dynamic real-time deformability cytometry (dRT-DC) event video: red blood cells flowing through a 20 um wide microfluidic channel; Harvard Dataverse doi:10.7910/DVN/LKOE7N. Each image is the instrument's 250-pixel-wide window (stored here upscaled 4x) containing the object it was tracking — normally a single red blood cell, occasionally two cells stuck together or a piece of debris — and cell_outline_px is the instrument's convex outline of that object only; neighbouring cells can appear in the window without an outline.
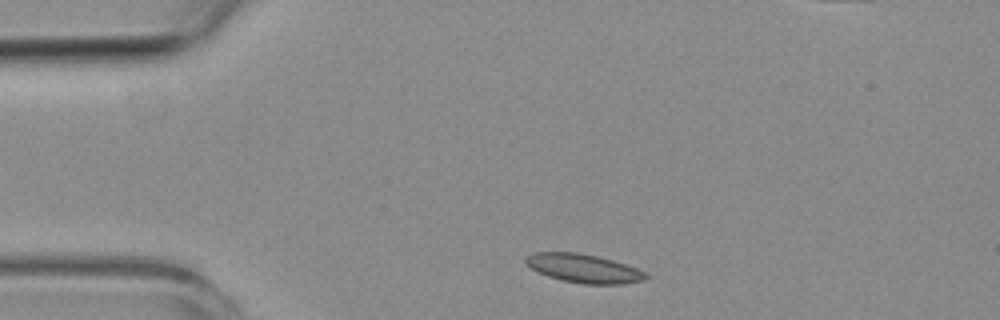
{"species": "common noctule bat (a hibernating species)", "species_latin": "Nyctalus noctula", "temperature_condition": "room temperature", "stored_images_in_passage": 7, "camera_frame_rate_fps": 3000, "um_per_image_px": 0.085, "animal": {"sex": "female", "body_mass_g": 19.3, "forearm_length_mm": 54.1}, "frame": {"image": 1, "passage_image": 1, "time_ms": 0.0, "image_size_px": [1000, 320], "cell_outline_px": [[648, 276], [644, 280], [624, 284], [580, 284], [560, 280], [548, 276], [524, 264], [524, 256], [532, 252], [580, 252], [612, 260], [648, 272]], "centroid_in_image_um": [49.58, 22.81], "position_along_channel_um": 35.4, "area_um2": 20.29}}